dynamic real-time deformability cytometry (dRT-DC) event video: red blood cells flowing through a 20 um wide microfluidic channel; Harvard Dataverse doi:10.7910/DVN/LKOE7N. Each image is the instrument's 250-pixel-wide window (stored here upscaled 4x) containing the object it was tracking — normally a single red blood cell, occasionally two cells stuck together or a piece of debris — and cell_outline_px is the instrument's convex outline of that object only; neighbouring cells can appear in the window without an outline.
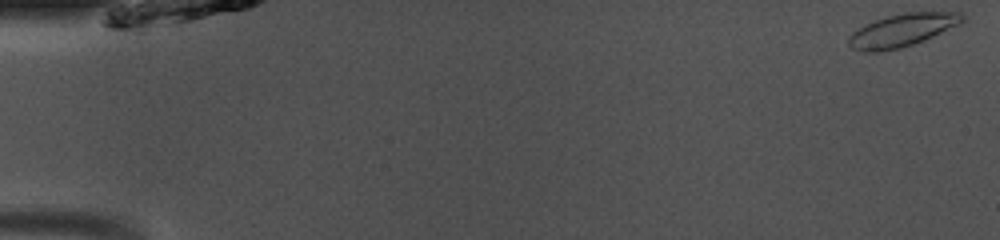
{"species": "common noctule bat (a hibernating species)", "species_latin": "Nyctalus noctula", "temperature_condition": "room temperature", "stored_images_in_passage": 12, "camera_frame_rate_fps": 3000, "um_per_image_px": 0.085, "animal": {"sex": "male", "body_mass_g": 13.0, "forearm_length_mm": 53.1}, "frame": {"image": 1, "passage_image": 1, "time_ms": 0.0, "image_size_px": [1000, 240], "cell_outline_px": [[968, 16], [964, 24], [924, 40], [900, 48], [876, 52], [864, 52], [852, 48], [848, 44], [848, 36], [852, 32], [876, 20], [888, 16], [904, 12], [960, 12]], "centroid_in_image_um": [76.78, 2.56], "position_along_channel_um": 8.2, "area_um2": 21.96}}